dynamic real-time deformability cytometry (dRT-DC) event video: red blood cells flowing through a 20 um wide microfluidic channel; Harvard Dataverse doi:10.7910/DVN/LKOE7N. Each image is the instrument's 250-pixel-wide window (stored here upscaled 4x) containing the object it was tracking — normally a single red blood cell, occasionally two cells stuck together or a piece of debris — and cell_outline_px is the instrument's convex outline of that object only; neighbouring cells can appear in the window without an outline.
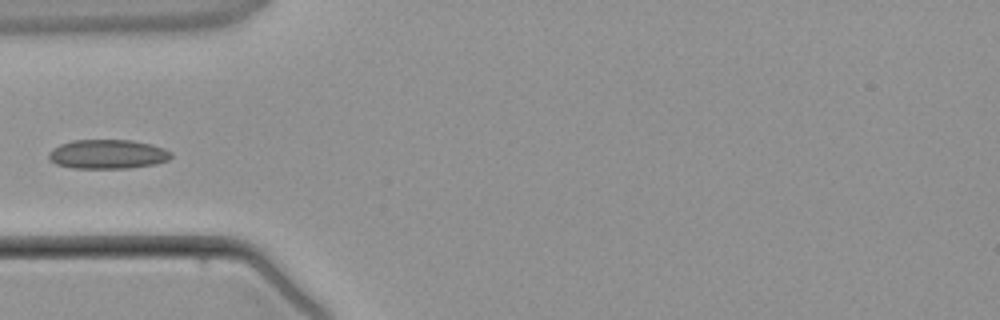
{"species": "common noctule bat (a hibernating species)", "species_latin": "Nyctalus noctula", "temperature_condition": "warm", "stored_images_in_passage": 4, "camera_frame_rate_fps": 3000, "um_per_image_px": 0.085, "animal": {"sex": "male", "body_mass_g": 21.5, "forearm_length_mm": 52.0}, "frame": {"image": 1, "passage_image": 4, "time_ms": 3.667, "image_size_px": [1000, 320], "cell_outline_px": [[172, 156], [168, 160], [156, 164], [128, 168], [72, 168], [56, 164], [48, 160], [48, 152], [52, 148], [60, 144], [72, 140], [132, 140], [152, 144], [164, 148], [172, 152]], "centroid_in_image_um": [9.14, 13.1], "position_along_channel_um": 75.9, "area_um2": 21.1}}